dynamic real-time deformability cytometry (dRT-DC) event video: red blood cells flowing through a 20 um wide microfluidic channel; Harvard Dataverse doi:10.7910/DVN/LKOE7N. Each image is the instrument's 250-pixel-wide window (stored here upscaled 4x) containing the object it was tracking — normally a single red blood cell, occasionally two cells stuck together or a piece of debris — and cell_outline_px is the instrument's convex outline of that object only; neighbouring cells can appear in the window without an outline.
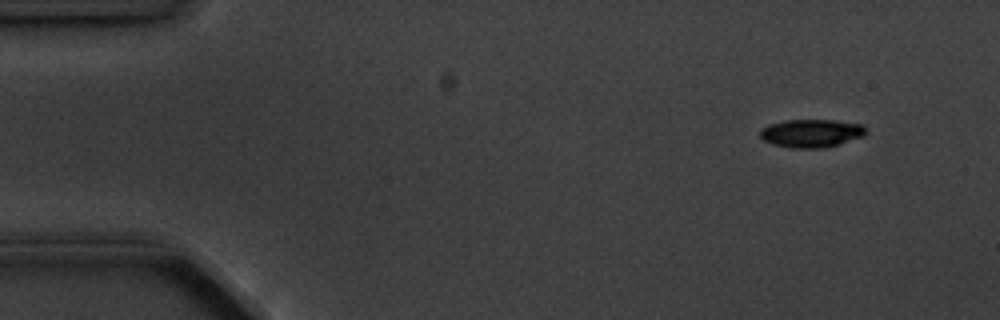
{"species": "common noctule bat (a hibernating species)", "species_latin": "Nyctalus noctula", "temperature_condition": "cold", "stored_images_in_passage": 4, "camera_frame_rate_fps": 3000, "um_per_image_px": 0.085, "animal": {"sex": "male", "body_mass_g": 20.1, "forearm_length_mm": 53.5}, "frame": {"image": 1, "passage_image": 1, "time_ms": 0.0, "image_size_px": [1000, 320], "cell_outline_px": [[864, 136], [824, 148], [792, 148], [772, 144], [764, 140], [760, 136], [760, 128], [768, 124], [784, 120], [832, 120], [864, 124]], "centroid_in_image_um": [68.92, 11.32], "position_along_channel_um": 16.1, "area_um2": 17.34}}
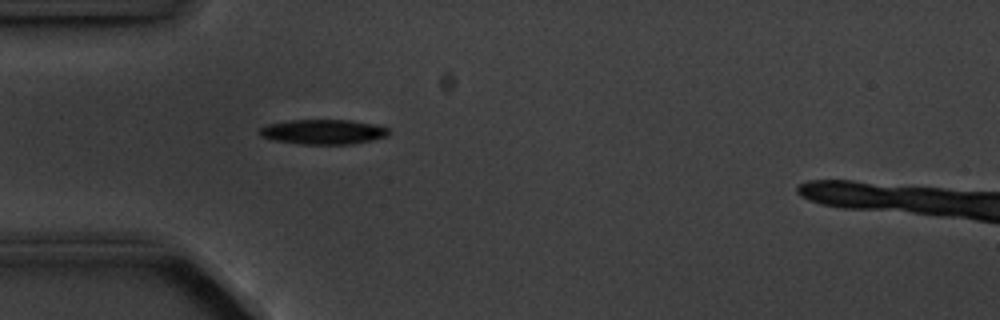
{"frame": {"image": 2, "passage_image": 4, "time_ms": 3.667, "image_size_px": [1000, 320], "cell_outline_px": [[388, 136], [372, 140], [352, 144], [300, 144], [276, 140], [260, 136], [260, 128], [268, 124], [288, 120], [348, 120], [372, 124], [388, 128]], "centroid_in_image_um": [27.47, 11.21], "position_along_channel_um": 57.5, "area_um2": 18.5}}